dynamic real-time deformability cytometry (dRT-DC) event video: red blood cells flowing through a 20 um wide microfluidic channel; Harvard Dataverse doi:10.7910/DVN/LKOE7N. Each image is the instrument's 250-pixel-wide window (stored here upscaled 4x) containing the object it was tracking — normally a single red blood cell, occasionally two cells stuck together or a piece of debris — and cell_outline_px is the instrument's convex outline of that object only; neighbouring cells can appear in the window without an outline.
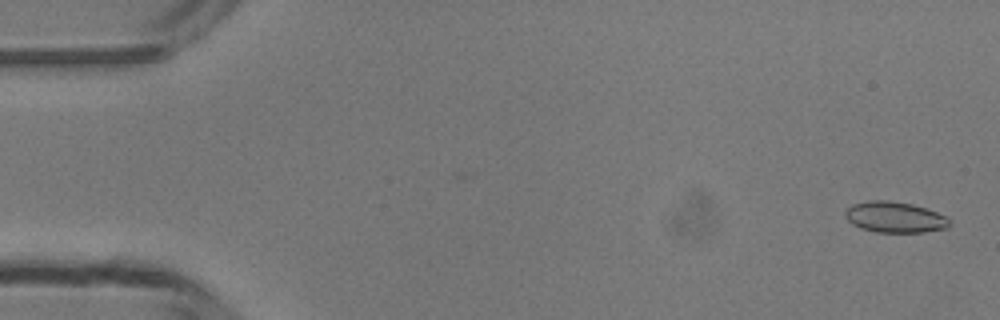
{"species": "common noctule bat (a hibernating species)", "species_latin": "Nyctalus noctula", "temperature_condition": "room temperature", "stored_images_in_passage": 8, "camera_frame_rate_fps": 3000, "um_per_image_px": 0.085, "animal": {"sex": "male", "body_mass_g": 13.3}, "frame": {"image": 1, "passage_image": 2, "time_ms": 0.333, "image_size_px": [1000, 320], "cell_outline_px": [[948, 228], [924, 232], [876, 232], [860, 228], [852, 224], [844, 216], [844, 212], [852, 204], [868, 200], [888, 200], [912, 204], [948, 216]], "centroid_in_image_um": [76.03, 18.46], "position_along_channel_um": 9.0, "area_um2": 18.79}}